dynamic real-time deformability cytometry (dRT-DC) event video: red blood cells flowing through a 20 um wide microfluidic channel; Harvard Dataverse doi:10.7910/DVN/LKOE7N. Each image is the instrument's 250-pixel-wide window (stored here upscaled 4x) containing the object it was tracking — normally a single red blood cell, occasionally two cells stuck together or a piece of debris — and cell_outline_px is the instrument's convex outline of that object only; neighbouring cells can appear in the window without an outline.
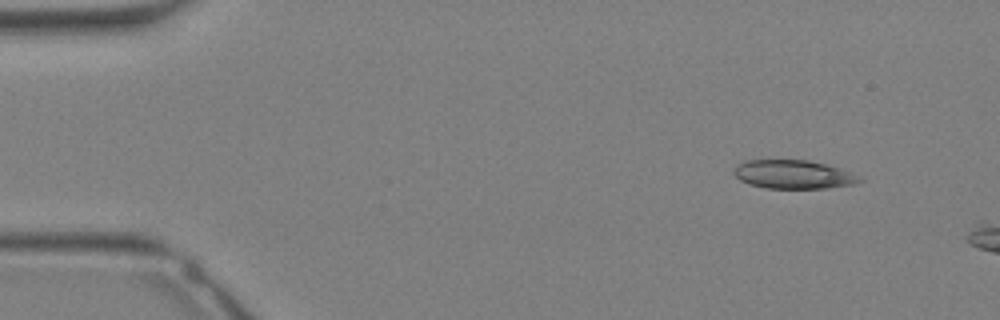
{"species": "Egyptian fruit bat (a non-hibernating species)", "species_latin": "Rousettus aegyptiacus", "temperature_condition": "warm", "stored_images_in_passage": 5, "camera_frame_rate_fps": 3000, "um_per_image_px": 0.085, "animal": {"sex": "female"}, "frame": {"image": 1, "passage_image": 1, "time_ms": 0.0, "image_size_px": [1000, 320], "cell_outline_px": [[864, 180], [852, 184], [828, 188], [768, 188], [752, 184], [740, 180], [732, 172], [740, 164], [748, 160], [808, 160], [824, 164], [848, 172]], "centroid_in_image_um": [67.41, 14.83], "position_along_channel_um": 17.6, "area_um2": 20.35}}